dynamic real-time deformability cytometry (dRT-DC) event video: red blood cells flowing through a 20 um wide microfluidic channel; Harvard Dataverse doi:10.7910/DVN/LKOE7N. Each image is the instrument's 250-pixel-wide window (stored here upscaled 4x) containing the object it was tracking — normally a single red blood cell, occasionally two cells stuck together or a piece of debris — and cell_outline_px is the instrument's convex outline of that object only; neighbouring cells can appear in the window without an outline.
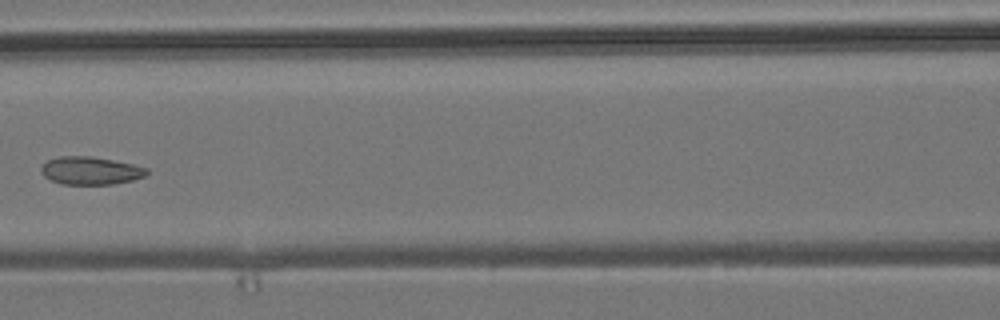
{"species": "common noctule bat (a hibernating species)", "species_latin": "Nyctalus noctula", "temperature_condition": "room temperature", "stored_images_in_passage": 8, "camera_frame_rate_fps": 3000, "um_per_image_px": 0.085, "animal": {"sex": "male", "body_mass_g": 19.2, "forearm_length_mm": 51.8}, "frame": {"image": 1, "passage_image": 7, "time_ms": 2.0, "image_size_px": [1000, 320], "cell_outline_px": [[148, 172], [144, 176], [132, 180], [112, 184], [60, 184], [44, 176], [40, 172], [40, 168], [48, 160], [60, 156], [92, 156], [132, 164], [148, 168]], "centroid_in_image_um": [7.67, 14.5], "position_along_channel_um": 158.9, "area_um2": 17.05}}
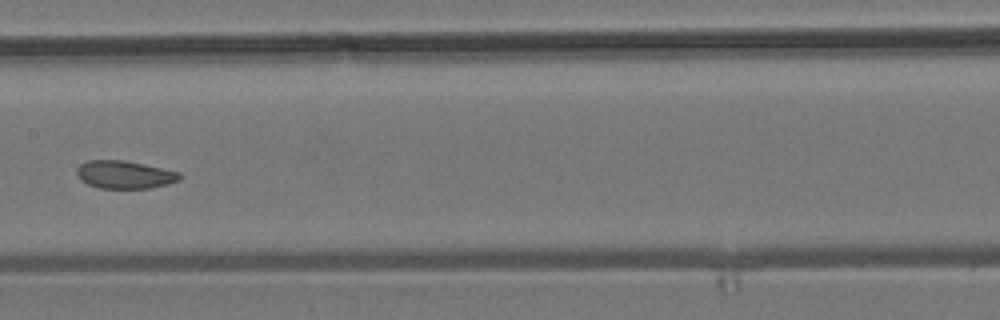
{"frame": {"image": 2, "passage_image": 8, "time_ms": 2.333, "image_size_px": [1000, 320], "cell_outline_px": [[184, 176], [180, 180], [168, 184], [152, 188], [100, 188], [88, 184], [76, 172], [76, 168], [80, 164], [88, 160], [124, 160], [180, 172]], "centroid_in_image_um": [10.65, 14.84], "position_along_channel_um": 196.8, "area_um2": 16.65}}